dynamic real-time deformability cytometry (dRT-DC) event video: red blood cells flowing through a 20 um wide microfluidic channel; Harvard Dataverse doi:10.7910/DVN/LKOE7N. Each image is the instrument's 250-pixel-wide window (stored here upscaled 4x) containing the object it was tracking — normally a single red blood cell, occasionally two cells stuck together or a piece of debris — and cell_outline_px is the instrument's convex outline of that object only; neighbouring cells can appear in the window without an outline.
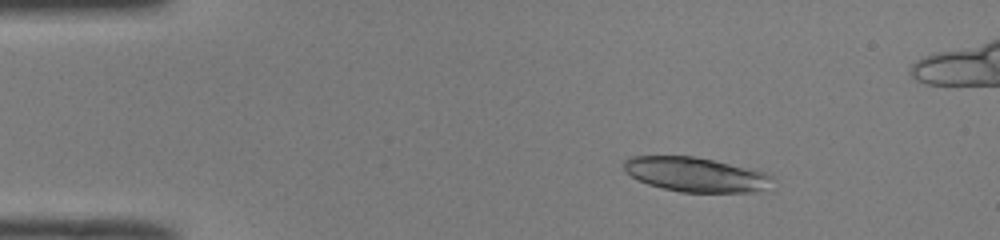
{"species": "common noctule bat (a hibernating species)", "species_latin": "Nyctalus noctula", "temperature_condition": "room temperature", "stored_images_in_passage": 49, "camera_frame_rate_fps": 3000, "um_per_image_px": 0.085, "animal": {"sex": "male", "body_mass_g": 19.0, "forearm_length_mm": 50.8}, "frame": {"image": 1, "passage_image": 7, "time_ms": 2.0, "image_size_px": [1000, 240], "cell_outline_px": [[772, 176], [760, 188], [752, 192], [680, 192], [648, 184], [632, 176], [624, 168], [624, 160], [632, 156], [692, 156], [712, 160], [764, 172]], "centroid_in_image_um": [59.02, 14.82], "position_along_channel_um": 26.0, "area_um2": 28.84}}
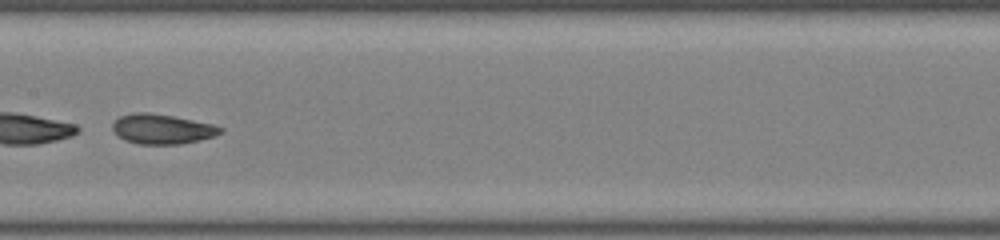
{"frame": {"image": 2, "passage_image": 25, "time_ms": 8.0, "image_size_px": [1000, 240], "cell_outline_px": [[224, 132], [200, 140], [180, 144], [136, 144], [124, 140], [116, 136], [112, 128], [112, 124], [120, 116], [136, 112], [148, 112], [172, 116], [212, 124], [224, 128]], "centroid_in_image_um": [13.75, 10.97], "position_along_channel_um": 193.7, "area_um2": 18.79}}
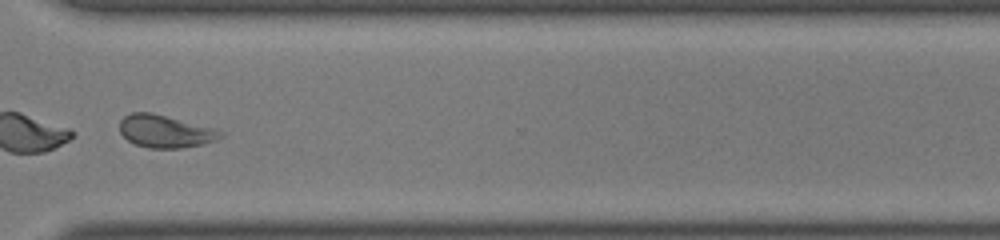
{"frame": {"image": 3, "passage_image": 37, "time_ms": 12.0, "image_size_px": [1000, 240], "cell_outline_px": [[224, 136], [216, 140], [204, 144], [184, 148], [148, 148], [136, 144], [128, 140], [120, 132], [120, 120], [124, 116], [132, 112], [152, 112], [216, 128], [224, 132]], "centroid_in_image_um": [14.09, 11.16], "position_along_channel_um": 356.5, "area_um2": 19.42}, "authors_computed_cell_mechanics": {"area_um2": 29.2468, "velocity_mm_per_s": 4.0518, "shape_relaxation_time_tau1_ms": 0.7112, "shape_relaxation_time_tau2_ms": 1.5647, "deformation_change_tau1": 0.2636, "deformation_change_tau2": 0.0819}}